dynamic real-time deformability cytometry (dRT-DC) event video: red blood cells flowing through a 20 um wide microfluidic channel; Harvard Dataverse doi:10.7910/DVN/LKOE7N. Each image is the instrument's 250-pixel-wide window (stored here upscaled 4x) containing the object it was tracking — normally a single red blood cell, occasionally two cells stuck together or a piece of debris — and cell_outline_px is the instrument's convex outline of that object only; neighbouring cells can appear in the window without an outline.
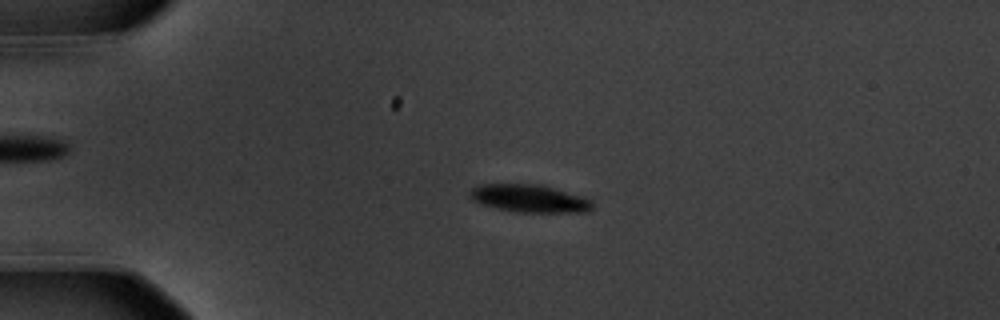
{"species": "common noctule bat (a hibernating species)", "species_latin": "Nyctalus noctula", "temperature_condition": "warm", "stored_images_in_passage": 57, "camera_frame_rate_fps": 3000, "um_per_image_px": 0.085, "animal": {"sex": "male", "body_mass_g": 20.1, "forearm_length_mm": 53.5}, "frame": {"image": 1, "passage_image": 14, "time_ms": 4.333, "image_size_px": [1000, 320], "cell_outline_px": [[592, 208], [588, 212], [516, 212], [496, 208], [472, 200], [468, 196], [468, 192], [472, 188], [480, 184], [544, 184], [584, 196], [592, 200]], "centroid_in_image_um": [45.03, 16.85], "position_along_channel_um": 40.0, "area_um2": 20.11}}
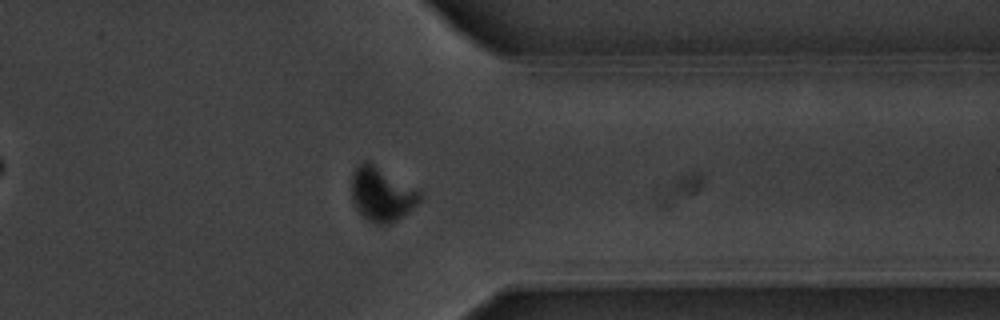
{"frame": {"image": 2, "passage_image": 46, "time_ms": 15.0, "image_size_px": [1000, 320], "cell_outline_px": [[420, 200], [416, 204], [396, 220], [388, 224], [376, 224], [364, 216], [356, 208], [352, 200], [352, 172], [364, 160], [368, 160], [420, 192]], "centroid_in_image_um": [32.4, 16.49], "position_along_channel_um": 379.0, "area_um2": 20.81}}
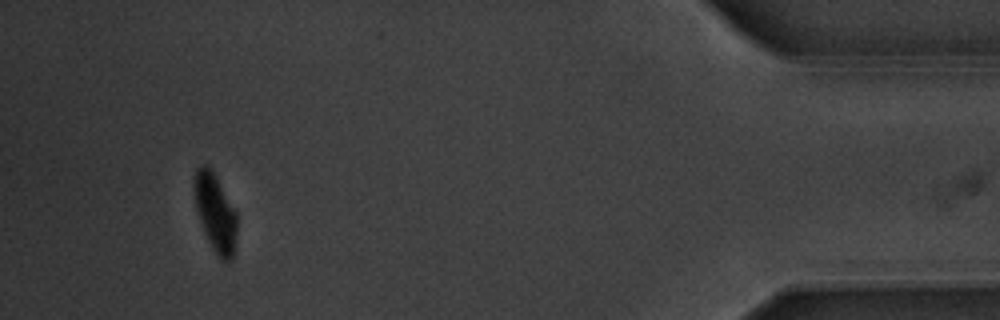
{"frame": {"image": 3, "passage_image": 54, "time_ms": 17.667, "image_size_px": [1000, 320], "cell_outline_px": [[236, 240], [232, 260], [220, 260], [212, 248], [204, 232], [196, 208], [192, 188], [192, 184], [196, 168], [200, 164], [204, 164], [216, 176], [236, 212]], "centroid_in_image_um": [18.27, 18.07], "position_along_channel_um": 416.9, "area_um2": 19.36}, "authors_computed_cell_mechanics": {"area_um2": 20.2878, "velocity_mm_per_s": 3.5561, "shape_relaxation_time_tau1_ms": 1.6734, "shape_relaxation_time_tau2_ms": null, "deformation_change_tau1": 0.1408, "deformation_change_tau2": null}}